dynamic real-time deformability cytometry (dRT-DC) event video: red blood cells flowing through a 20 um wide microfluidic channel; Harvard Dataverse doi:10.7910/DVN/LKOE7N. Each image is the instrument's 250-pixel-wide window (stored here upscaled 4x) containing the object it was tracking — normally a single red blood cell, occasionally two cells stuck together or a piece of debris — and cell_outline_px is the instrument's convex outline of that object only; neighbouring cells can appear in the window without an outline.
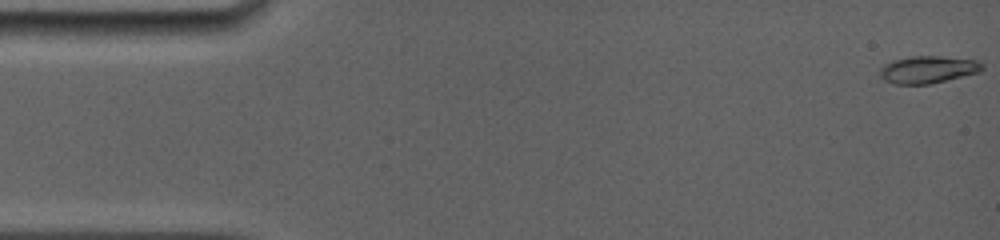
{"species": "common noctule bat (a hibernating species)", "species_latin": "Nyctalus noctula", "temperature_condition": "room temperature", "stored_images_in_passage": 39, "camera_frame_rate_fps": 5000, "um_per_image_px": 0.085, "animal": {"sex": "female", "body_mass_g": 19.0, "forearm_length_mm": 56.7}, "frame": {"image": 1, "passage_image": 1, "time_ms": 0.0, "image_size_px": [1000, 240], "cell_outline_px": [[984, 68], [980, 72], [932, 84], [896, 84], [884, 80], [880, 76], [880, 68], [884, 64], [892, 60], [908, 56], [940, 56], [976, 60], [984, 64]], "centroid_in_image_um": [78.88, 5.91], "position_along_channel_um": 6.1, "area_um2": 16.47}}
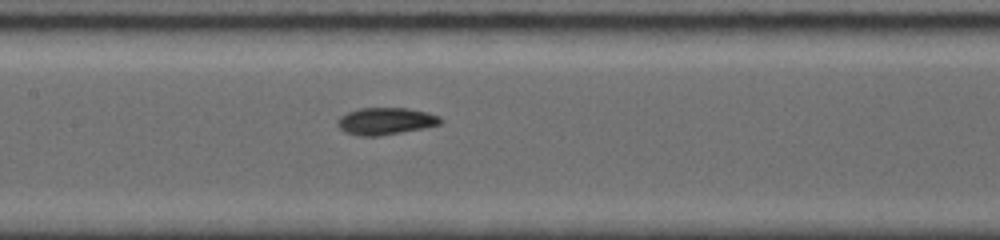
{"frame": {"image": 2, "passage_image": 24, "time_ms": 7.6, "image_size_px": [1000, 240], "cell_outline_px": [[444, 120], [440, 124], [424, 128], [380, 136], [360, 136], [344, 132], [336, 124], [336, 120], [340, 116], [348, 112], [360, 108], [408, 108], [428, 112], [440, 116]], "centroid_in_image_um": [32.78, 10.29], "position_along_channel_um": 174.6, "area_um2": 16.42}}
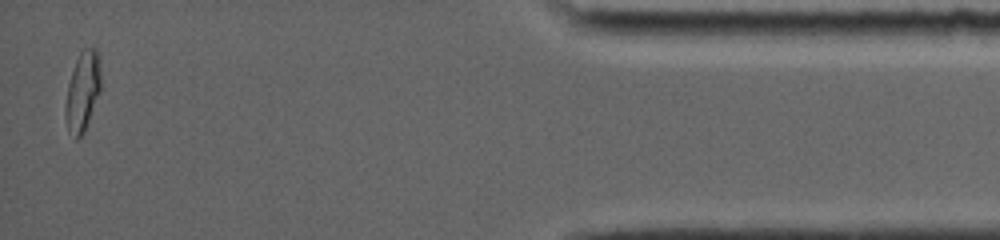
{"frame": {"image": 3, "passage_image": 39, "time_ms": 15.6, "image_size_px": [1000, 240], "cell_outline_px": [[100, 92], [84, 132], [76, 140], [68, 132], [64, 112], [64, 104], [68, 84], [76, 60], [80, 52], [84, 48], [96, 48], [100, 52]], "centroid_in_image_um": [7.02, 7.77], "position_along_channel_um": 428.2, "area_um2": 16.65}, "authors_computed_cell_mechanics": {"area_um2": 15.9528, "velocity_mm_per_s": 3.9216, "shape_relaxation_time_tau1_ms": 6.2691, "shape_relaxation_time_tau2_ms": 1.7338, "deformation_change_tau1": 0.1772, "deformation_change_tau2": 0.0402}}